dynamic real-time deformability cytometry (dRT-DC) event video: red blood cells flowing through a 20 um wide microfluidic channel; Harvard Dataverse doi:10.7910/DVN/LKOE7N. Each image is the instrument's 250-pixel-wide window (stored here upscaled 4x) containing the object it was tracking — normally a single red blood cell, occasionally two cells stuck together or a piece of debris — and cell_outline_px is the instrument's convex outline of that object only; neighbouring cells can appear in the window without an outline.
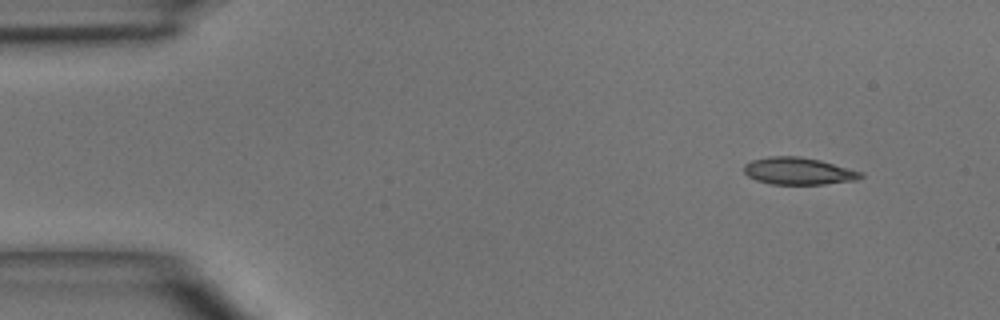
{"species": "common noctule bat (a hibernating species)", "species_latin": "Nyctalus noctula", "temperature_condition": "room temperature", "stored_images_in_passage": 4, "camera_frame_rate_fps": 3000, "um_per_image_px": 0.085, "animal": {"sex": "male", "body_mass_g": 15.6}, "frame": {"image": 1, "passage_image": 1, "time_ms": 0.0, "image_size_px": [1000, 320], "cell_outline_px": [[864, 176], [856, 180], [824, 184], [772, 184], [756, 180], [748, 176], [744, 172], [744, 164], [752, 160], [768, 156], [800, 156], [820, 160], [864, 172]], "centroid_in_image_um": [67.88, 14.53], "position_along_channel_um": 17.1, "area_um2": 18.55}}
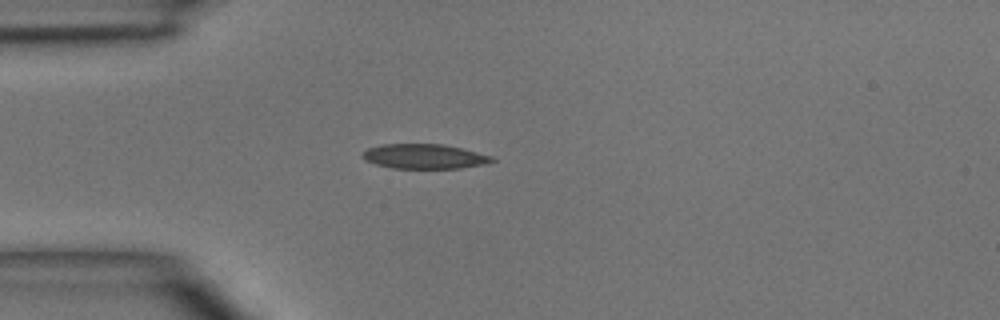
{"frame": {"image": 2, "passage_image": 4, "time_ms": 2.667, "image_size_px": [1000, 320], "cell_outline_px": [[496, 160], [484, 164], [460, 168], [392, 168], [376, 164], [364, 160], [360, 156], [368, 148], [380, 144], [444, 144], [492, 156]], "centroid_in_image_um": [36.03, 13.29], "position_along_channel_um": 49.0, "area_um2": 18.55}}